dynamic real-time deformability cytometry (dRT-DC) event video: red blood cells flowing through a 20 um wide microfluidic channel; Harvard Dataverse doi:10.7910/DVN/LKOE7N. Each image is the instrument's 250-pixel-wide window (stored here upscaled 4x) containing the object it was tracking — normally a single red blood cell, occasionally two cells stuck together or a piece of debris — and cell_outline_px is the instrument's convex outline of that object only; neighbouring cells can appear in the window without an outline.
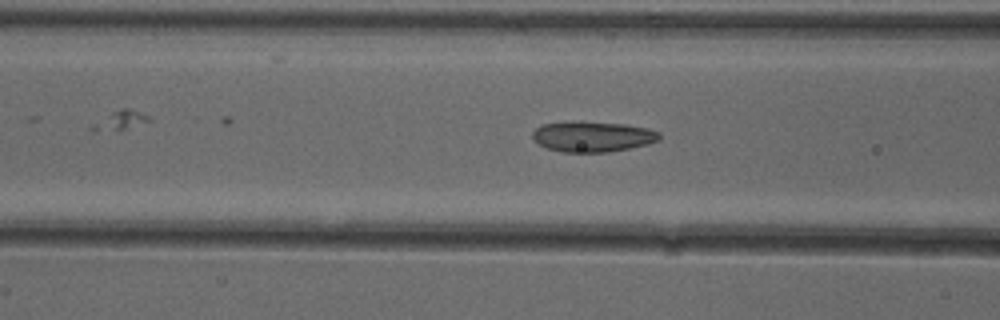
{"species": "common noctule bat (a hibernating species)", "species_latin": "Nyctalus noctula", "temperature_condition": "cold", "stored_images_in_passage": 43, "camera_frame_rate_fps": 3000, "um_per_image_px": 0.085, "animal": {"sex": "female"}, "frame": {"image": 1, "passage_image": 21, "time_ms": 6.667, "image_size_px": [1000, 320], "cell_outline_px": [[660, 140], [648, 144], [608, 152], [560, 152], [548, 148], [540, 144], [532, 136], [532, 132], [540, 124], [624, 124], [648, 128], [660, 132]], "centroid_in_image_um": [50.43, 11.65], "position_along_channel_um": 116.2, "area_um2": 21.56}}
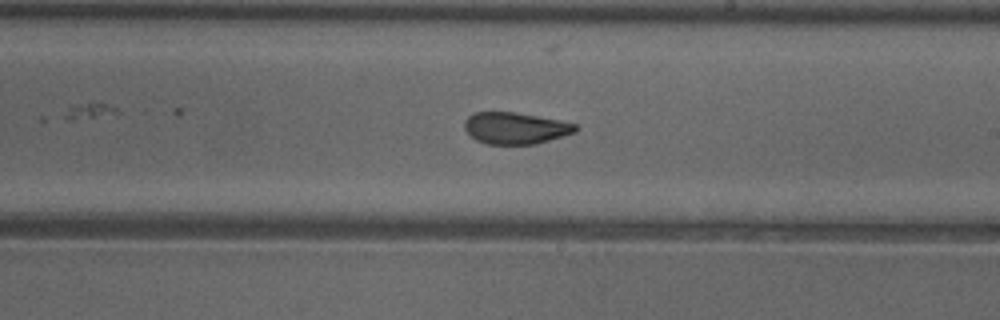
{"frame": {"image": 2, "passage_image": 31, "time_ms": 10.0, "image_size_px": [1000, 320], "cell_outline_px": [[580, 128], [576, 132], [536, 144], [488, 144], [476, 140], [464, 128], [464, 120], [472, 112], [512, 112], [560, 120], [576, 124]], "centroid_in_image_um": [43.81, 10.89], "position_along_channel_um": 245.2, "area_um2": 20.46}}
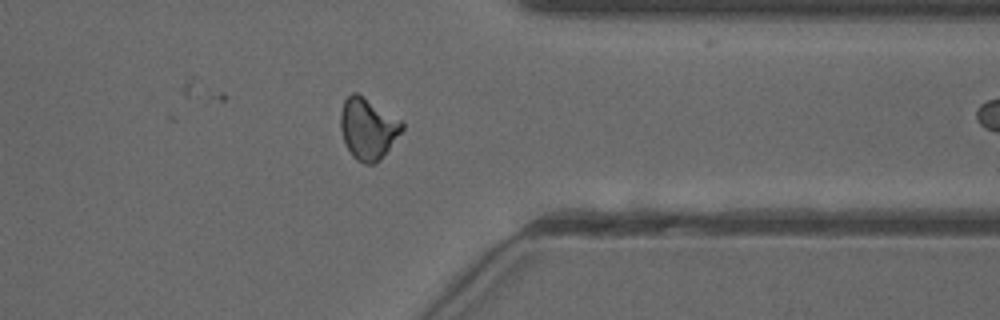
{"frame": {"image": 3, "passage_image": 42, "time_ms": 13.667, "image_size_px": [1000, 320], "cell_outline_px": [[404, 128], [380, 160], [376, 164], [364, 164], [356, 160], [352, 156], [344, 140], [340, 128], [340, 112], [344, 100], [352, 92], [356, 92], [400, 120], [404, 124]], "centroid_in_image_um": [31.25, 10.95], "position_along_channel_um": 380.1, "area_um2": 21.73}}